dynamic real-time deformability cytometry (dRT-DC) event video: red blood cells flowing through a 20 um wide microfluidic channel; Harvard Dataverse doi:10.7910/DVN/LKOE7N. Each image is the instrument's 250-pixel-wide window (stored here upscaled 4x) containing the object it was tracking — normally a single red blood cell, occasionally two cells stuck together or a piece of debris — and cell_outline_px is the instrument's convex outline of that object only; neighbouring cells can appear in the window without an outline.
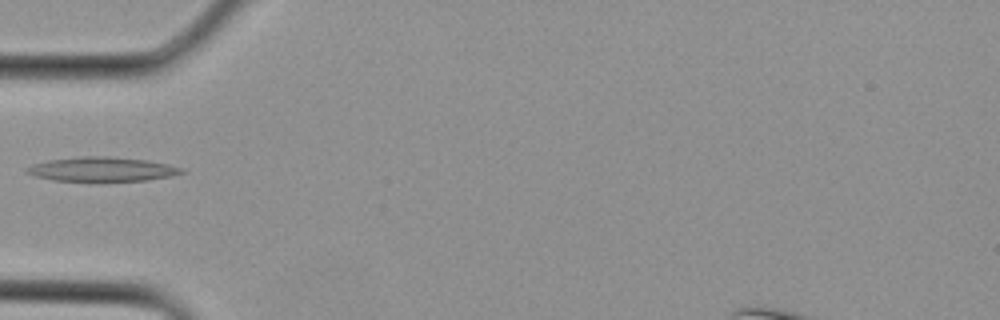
{"species": "Egyptian fruit bat (a non-hibernating species)", "species_latin": "Rousettus aegyptiacus", "temperature_condition": "cold", "stored_images_in_passage": 4, "camera_frame_rate_fps": 3000, "um_per_image_px": 0.085, "animal": {"sex": "female"}, "frame": {"image": 1, "passage_image": 3, "time_ms": 0.667, "image_size_px": [1000, 320], "cell_outline_px": [[184, 172], [172, 176], [148, 180], [96, 184], [92, 184], [52, 180], [32, 176], [24, 172], [24, 168], [32, 164], [48, 160], [84, 156], [108, 156], [144, 160], [184, 168]], "centroid_in_image_um": [8.57, 14.44], "position_along_channel_um": 76.4, "area_um2": 23.06}}